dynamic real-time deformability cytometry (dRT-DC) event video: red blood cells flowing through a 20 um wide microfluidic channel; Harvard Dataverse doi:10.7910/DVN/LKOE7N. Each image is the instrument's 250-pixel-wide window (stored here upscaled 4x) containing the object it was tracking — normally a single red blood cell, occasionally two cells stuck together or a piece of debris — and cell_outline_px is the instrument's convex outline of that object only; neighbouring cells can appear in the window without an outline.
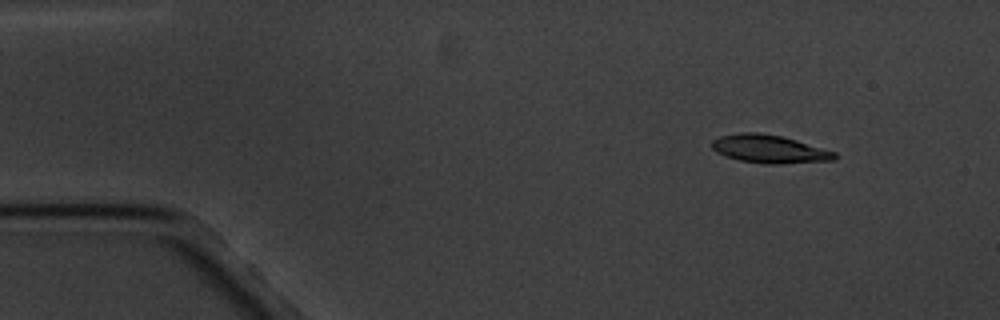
{"species": "common noctule bat (a hibernating species)", "species_latin": "Nyctalus noctula", "temperature_condition": "cold", "stored_images_in_passage": 4, "camera_frame_rate_fps": 3000, "um_per_image_px": 0.085, "animal": {"sex": "male", "body_mass_g": 20.1, "forearm_length_mm": 53.5}, "frame": {"image": 1, "passage_image": 1, "time_ms": 0.0, "image_size_px": [1000, 320], "cell_outline_px": [[836, 160], [784, 164], [768, 164], [740, 160], [716, 152], [712, 148], [712, 140], [720, 136], [740, 132], [760, 132], [784, 136], [836, 152]], "centroid_in_image_um": [65.42, 12.66], "position_along_channel_um": 19.6, "area_um2": 20.23}}
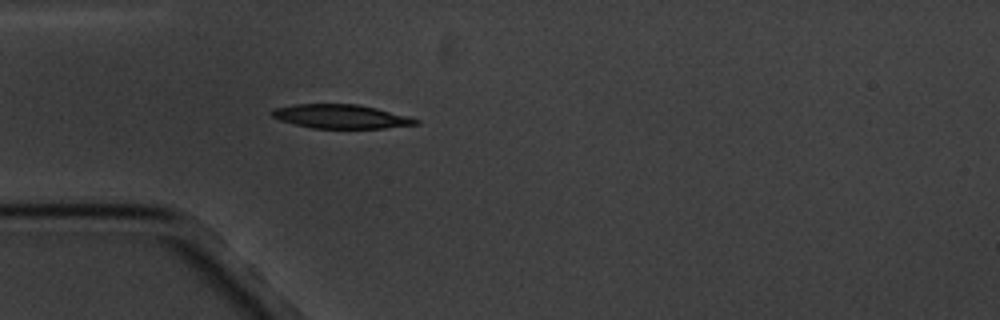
{"frame": {"image": 2, "passage_image": 4, "time_ms": 3.333, "image_size_px": [1000, 320], "cell_outline_px": [[420, 124], [384, 128], [312, 128], [280, 120], [272, 116], [268, 112], [276, 108], [296, 104], [356, 104], [376, 108], [408, 116], [420, 120]], "centroid_in_image_um": [28.99, 9.9], "position_along_channel_um": 56.0, "area_um2": 19.94}}